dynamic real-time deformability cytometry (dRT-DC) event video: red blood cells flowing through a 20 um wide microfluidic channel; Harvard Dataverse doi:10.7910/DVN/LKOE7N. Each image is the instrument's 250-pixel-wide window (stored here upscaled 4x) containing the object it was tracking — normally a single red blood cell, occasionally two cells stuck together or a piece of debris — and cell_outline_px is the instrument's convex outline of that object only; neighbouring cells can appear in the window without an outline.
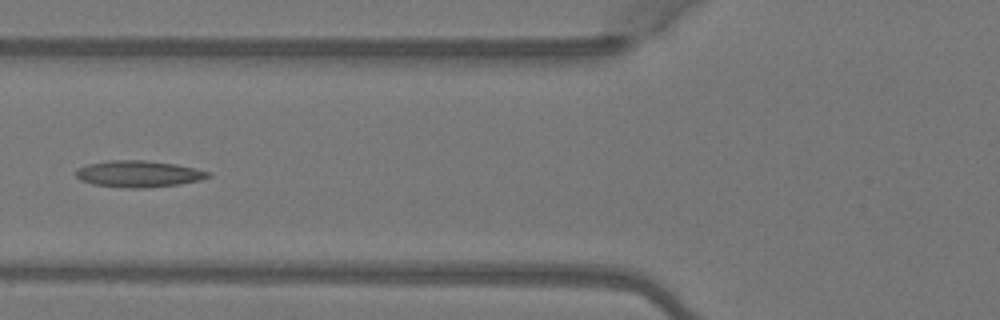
{"species": "Egyptian fruit bat (a non-hibernating species)", "species_latin": "Rousettus aegyptiacus", "temperature_condition": "warm", "stored_images_in_passage": 5, "camera_frame_rate_fps": 3000, "um_per_image_px": 0.085, "animal": {"sex": "female"}, "frame": {"image": 1, "passage_image": 4, "time_ms": 1.0, "image_size_px": [1000, 320], "cell_outline_px": [[212, 176], [200, 180], [180, 184], [148, 188], [128, 188], [92, 184], [80, 180], [76, 176], [76, 168], [88, 164], [108, 160], [144, 160], [176, 164], [196, 168], [212, 172]], "centroid_in_image_um": [11.8, 14.78], "position_along_channel_um": 114.0, "area_um2": 20.69}}
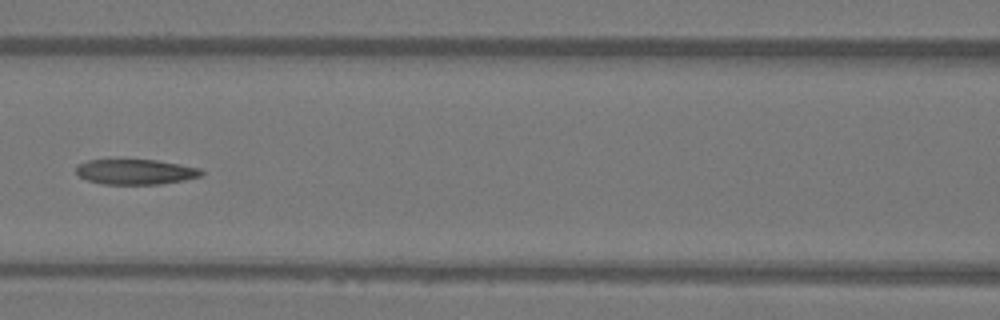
{"frame": {"image": 2, "passage_image": 5, "time_ms": 1.333, "image_size_px": [1000, 320], "cell_outline_px": [[204, 172], [200, 176], [184, 180], [160, 184], [104, 184], [88, 180], [80, 176], [76, 172], [76, 164], [88, 160], [156, 160], [180, 164], [200, 168]], "centroid_in_image_um": [11.52, 14.6], "position_along_channel_um": 155.1, "area_um2": 18.32}}